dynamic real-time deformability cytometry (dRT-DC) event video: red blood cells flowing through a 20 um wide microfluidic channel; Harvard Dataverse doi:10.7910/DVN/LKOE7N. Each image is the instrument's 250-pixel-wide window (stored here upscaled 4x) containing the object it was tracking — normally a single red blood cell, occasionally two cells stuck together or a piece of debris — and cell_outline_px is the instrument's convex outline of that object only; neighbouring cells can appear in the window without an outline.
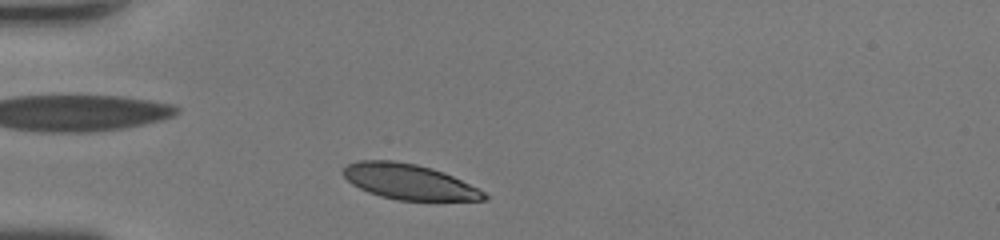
{"species": "human", "species_latin": "Homo sapiens", "temperature_condition": "room temperature", "stored_images_in_passage": 34, "camera_frame_rate_fps": 3000, "um_per_image_px": 0.085, "donor": {"sex": "female"}, "frame": {"image": 1, "passage_image": 3, "time_ms": 0.667, "image_size_px": [1000, 240], "cell_outline_px": [[488, 200], [396, 200], [380, 196], [368, 192], [352, 184], [340, 172], [348, 164], [360, 160], [392, 160], [416, 164], [432, 168], [444, 172], [484, 192], [488, 196]], "centroid_in_image_um": [34.73, 15.44], "position_along_channel_um": 50.3, "area_um2": 28.84}}
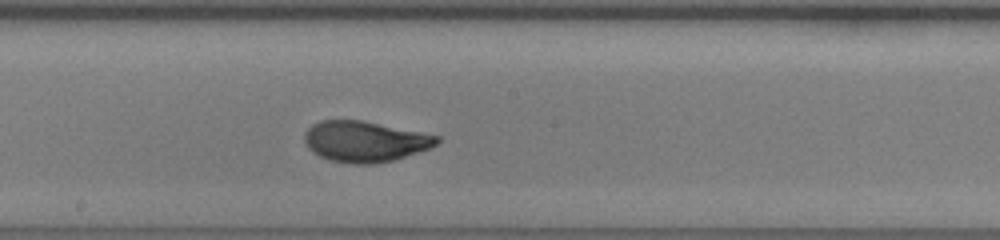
{"frame": {"image": 2, "passage_image": 16, "time_ms": 5.0, "image_size_px": [1000, 240], "cell_outline_px": [[440, 140], [432, 148], [396, 160], [376, 164], [352, 164], [328, 160], [312, 152], [308, 148], [304, 140], [304, 132], [312, 124], [320, 120], [360, 120], [440, 136]], "centroid_in_image_um": [31.01, 12.04], "position_along_channel_um": 217.2, "area_um2": 31.73}}
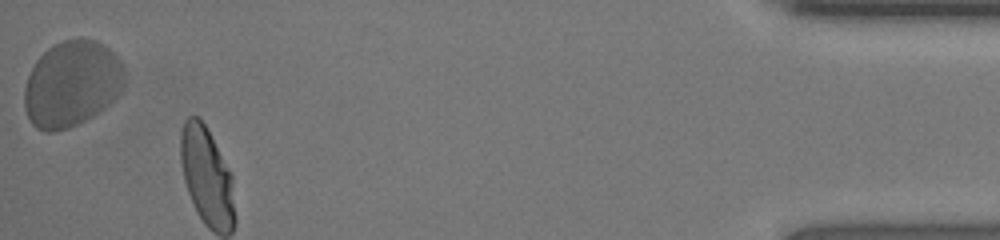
{"frame": {"image": 3, "passage_image": 34, "time_ms": 11.0, "image_size_px": [1000, 240], "cell_outline_px": [[124, 88], [104, 108], [92, 116], [68, 128], [52, 132], [44, 132], [36, 128], [32, 124], [24, 108], [24, 88], [28, 76], [36, 60], [52, 44], [64, 40], [96, 40], [104, 44], [120, 60], [124, 68]], "centroid_in_image_um": [6.09, 7.13], "position_along_channel_um": 429.1, "area_um2": 50.05}, "authors_computed_cell_mechanics": {"area_um2": 31.0964, "velocity_mm_per_s": 4.396, "shape_relaxation_time_tau1_ms": 2.7065, "shape_relaxation_time_tau2_ms": null, "deformation_change_tau1": 0.1703, "deformation_change_tau2": null}}